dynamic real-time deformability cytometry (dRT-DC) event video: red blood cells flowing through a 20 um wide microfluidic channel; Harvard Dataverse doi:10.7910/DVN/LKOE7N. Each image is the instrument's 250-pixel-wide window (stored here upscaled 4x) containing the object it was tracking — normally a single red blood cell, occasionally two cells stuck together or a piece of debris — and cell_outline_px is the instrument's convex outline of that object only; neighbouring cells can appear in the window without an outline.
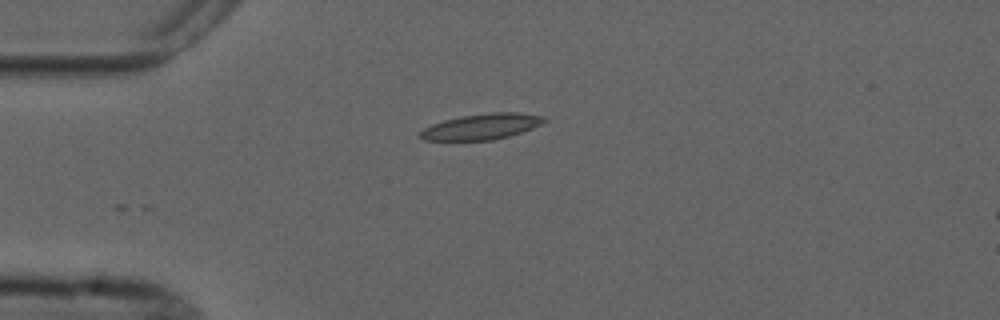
{"species": "common noctule bat (a hibernating species)", "species_latin": "Nyctalus noctula", "temperature_condition": "cold", "stored_images_in_passage": 5, "camera_frame_rate_fps": 3000, "um_per_image_px": 0.085, "animal": {"sex": "male", "forearm_length_mm": 52.5}, "frame": {"image": 1, "passage_image": 1, "time_ms": 0.0, "image_size_px": [1000, 320], "cell_outline_px": [[548, 120], [532, 128], [508, 136], [492, 140], [424, 140], [416, 136], [424, 128], [432, 124], [444, 120], [460, 116], [488, 112], [516, 112], [544, 116]], "centroid_in_image_um": [40.91, 10.75], "position_along_channel_um": 44.1, "area_um2": 18.61}}
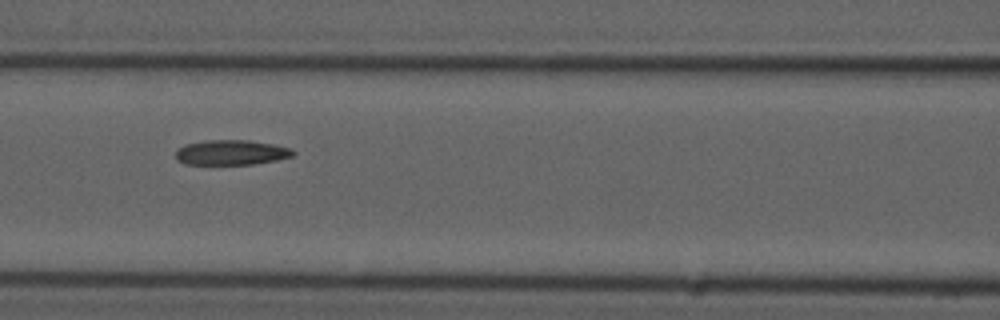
{"frame": {"image": 2, "passage_image": 4, "time_ms": 3.333, "image_size_px": [1000, 320], "cell_outline_px": [[296, 152], [292, 156], [276, 160], [252, 164], [184, 164], [176, 160], [176, 152], [184, 144], [208, 140], [248, 140], [272, 144], [292, 148]], "centroid_in_image_um": [19.66, 12.96], "position_along_channel_um": 146.9, "area_um2": 17.05}}
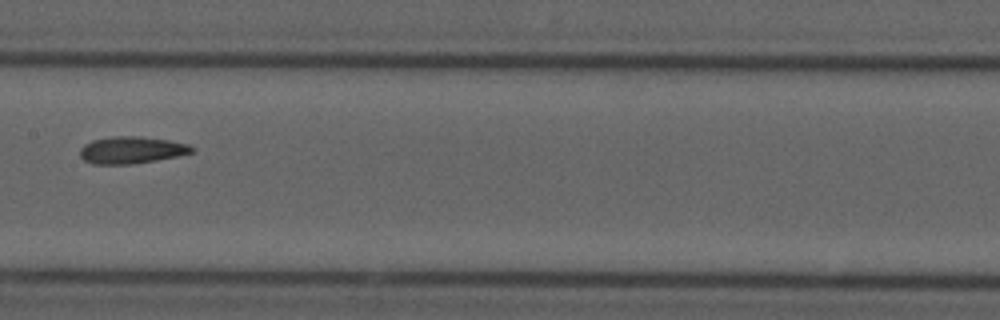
{"frame": {"image": 3, "passage_image": 5, "time_ms": 4.667, "image_size_px": [1000, 320], "cell_outline_px": [[196, 152], [156, 160], [132, 164], [92, 164], [84, 160], [80, 156], [80, 148], [84, 144], [92, 140], [112, 136], [140, 136], [168, 140], [188, 144], [196, 148]], "centroid_in_image_um": [11.19, 12.75], "position_along_channel_um": 196.2, "area_um2": 17.74}}